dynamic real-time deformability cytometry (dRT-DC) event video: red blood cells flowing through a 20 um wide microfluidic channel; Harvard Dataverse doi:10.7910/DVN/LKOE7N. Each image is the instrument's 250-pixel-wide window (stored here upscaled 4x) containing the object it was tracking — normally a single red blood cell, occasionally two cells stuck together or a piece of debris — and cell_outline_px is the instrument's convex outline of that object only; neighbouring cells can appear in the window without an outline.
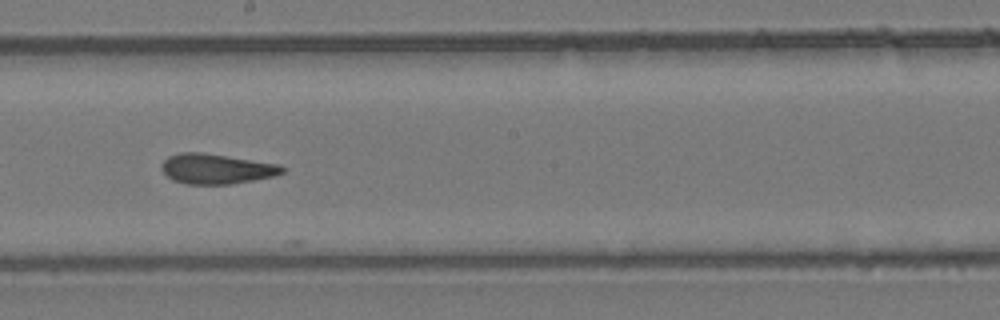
{"species": "common noctule bat (a hibernating species)", "species_latin": "Nyctalus noctula", "temperature_condition": "room temperature", "stored_images_in_passage": 29, "camera_frame_rate_fps": 3000, "um_per_image_px": 0.085, "animal": {"sex": "female", "body_mass_g": 24.6, "forearm_length_mm": 56.2}, "frame": {"image": 1, "passage_image": 14, "time_ms": 4.333, "image_size_px": [1000, 320], "cell_outline_px": [[284, 172], [272, 176], [232, 184], [188, 184], [172, 180], [160, 168], [160, 164], [168, 156], [180, 152], [200, 152], [276, 164], [284, 168]], "centroid_in_image_um": [18.31, 14.35], "position_along_channel_um": 229.9, "area_um2": 20.81}}
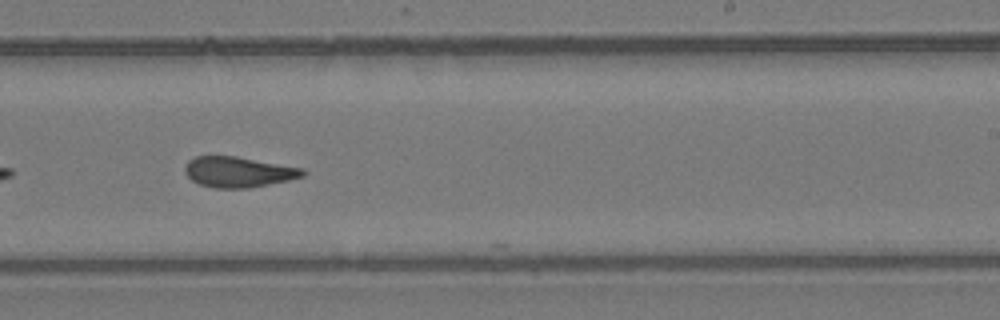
{"frame": {"image": 2, "passage_image": 17, "time_ms": 5.333, "image_size_px": [1000, 320], "cell_outline_px": [[308, 172], [304, 176], [288, 180], [248, 188], [212, 188], [200, 184], [192, 180], [188, 176], [184, 168], [188, 160], [196, 156], [236, 156], [304, 168]], "centroid_in_image_um": [20.28, 14.61], "position_along_channel_um": 268.7, "area_um2": 20.98}, "authors_computed_cell_mechanics": {"area_um2": 21.3282, "velocity_mm_per_s": 3.9395, "shape_relaxation_time_tau1_ms": null, "shape_relaxation_time_tau2_ms": 3.0478, "deformation_change_tau1": null, "deformation_change_tau2": 0.1135}}